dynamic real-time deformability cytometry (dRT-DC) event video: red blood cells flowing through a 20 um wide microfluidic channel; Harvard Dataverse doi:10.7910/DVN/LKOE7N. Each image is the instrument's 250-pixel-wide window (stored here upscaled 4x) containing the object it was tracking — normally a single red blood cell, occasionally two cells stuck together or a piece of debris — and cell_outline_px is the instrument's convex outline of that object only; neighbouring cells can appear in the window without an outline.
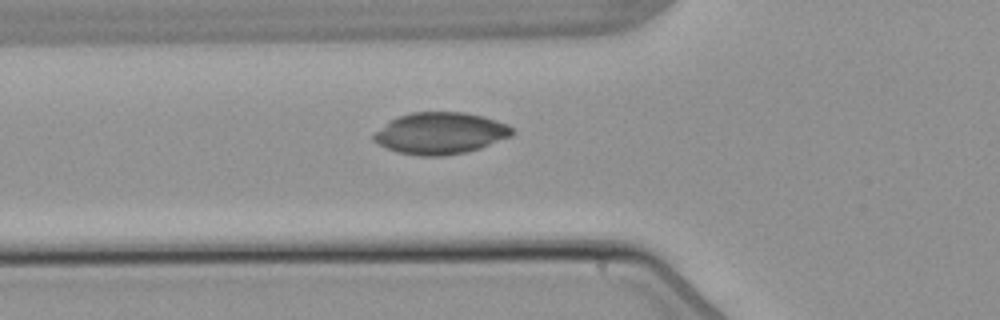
{"species": "common noctule bat (a hibernating species)", "species_latin": "Nyctalus noctula", "temperature_condition": "warm", "stored_images_in_passage": 3, "segment_of_instrument_passage": [2, 2], "camera_frame_rate_fps": 3000, "um_per_image_px": 0.085, "animal": {"sex": "male", "body_mass_g": 21.5, "forearm_length_mm": 52.0}, "frame": {"image": 1, "passage_image": 3, "time_ms": 3.333, "image_size_px": [1000, 320], "cell_outline_px": [[516, 132], [512, 136], [480, 148], [464, 152], [444, 156], [420, 156], [400, 152], [388, 148], [372, 140], [372, 136], [376, 132], [392, 120], [400, 116], [412, 112], [464, 112], [484, 116], [508, 124]], "centroid_in_image_um": [37.49, 11.32], "position_along_channel_um": 88.3, "area_um2": 33.35}}